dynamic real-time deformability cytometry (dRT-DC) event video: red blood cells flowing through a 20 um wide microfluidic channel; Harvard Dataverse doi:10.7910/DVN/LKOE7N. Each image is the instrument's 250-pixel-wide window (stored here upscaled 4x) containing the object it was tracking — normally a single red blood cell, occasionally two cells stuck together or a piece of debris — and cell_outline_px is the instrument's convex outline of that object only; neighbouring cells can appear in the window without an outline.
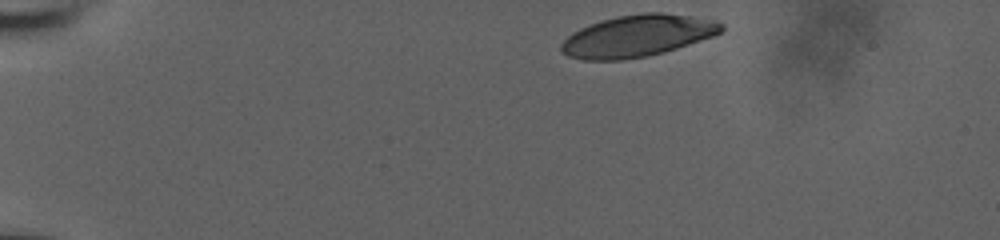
{"species": "human", "species_latin": "Homo sapiens", "temperature_condition": "room temperature", "stored_images_in_passage": 8, "camera_frame_rate_fps": 3000, "um_per_image_px": 0.085, "donor": {"sex": "male"}, "frame": {"image": 1, "passage_image": 1, "time_ms": 0.0, "image_size_px": [1000, 240], "cell_outline_px": [[724, 28], [720, 32], [712, 36], [664, 52], [648, 56], [620, 60], [584, 60], [568, 56], [560, 52], [560, 44], [572, 32], [580, 28], [600, 20], [616, 16], [644, 12], [664, 12], [716, 20], [724, 24]], "centroid_in_image_um": [54.16, 3.04], "position_along_channel_um": 30.8, "area_um2": 39.07}}
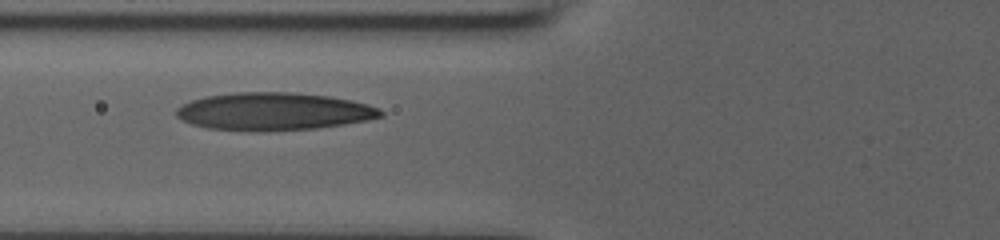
{"frame": {"image": 2, "passage_image": 6, "time_ms": 1.667, "image_size_px": [1000, 240], "cell_outline_px": [[384, 116], [368, 120], [344, 124], [316, 128], [208, 128], [192, 124], [176, 116], [176, 108], [192, 100], [204, 96], [232, 92], [292, 92], [328, 96], [352, 100], [380, 108], [384, 112]], "centroid_in_image_um": [23.31, 9.42], "position_along_channel_um": 102.5, "area_um2": 43.52}}
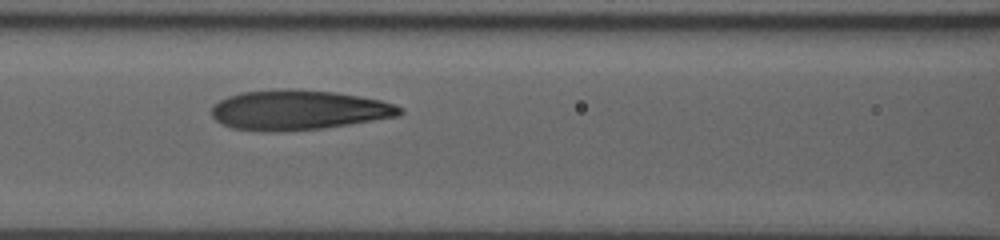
{"frame": {"image": 3, "passage_image": 7, "time_ms": 2.0, "image_size_px": [1000, 240], "cell_outline_px": [[404, 112], [400, 116], [324, 128], [232, 128], [216, 120], [212, 116], [212, 104], [228, 96], [240, 92], [284, 88], [292, 88], [336, 92], [360, 96], [380, 100], [404, 108]], "centroid_in_image_um": [25.44, 9.29], "position_along_channel_um": 141.2, "area_um2": 42.6}}